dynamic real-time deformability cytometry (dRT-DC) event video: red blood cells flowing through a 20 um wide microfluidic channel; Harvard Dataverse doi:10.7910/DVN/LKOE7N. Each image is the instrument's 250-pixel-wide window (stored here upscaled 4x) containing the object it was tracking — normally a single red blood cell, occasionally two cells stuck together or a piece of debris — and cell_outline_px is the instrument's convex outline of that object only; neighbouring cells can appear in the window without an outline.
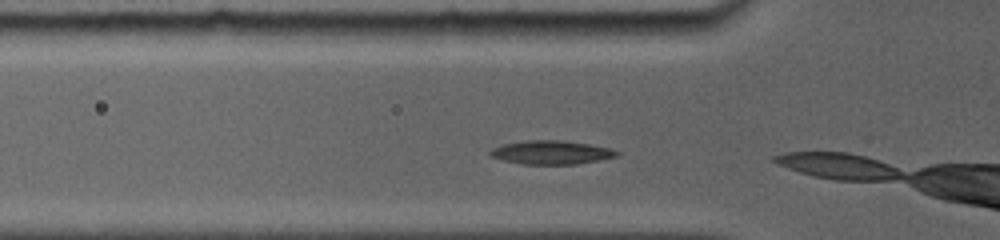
{"species": "common noctule bat (a hibernating species)", "species_latin": "Nyctalus noctula", "temperature_condition": "room temperature", "stored_images_in_passage": 3, "camera_frame_rate_fps": 5000, "um_per_image_px": 0.085, "animal": {"sex": "female", "body_mass_g": 19.0, "forearm_length_mm": 56.7}, "frame": {"image": 1, "passage_image": 2, "time_ms": 0.4, "image_size_px": [1000, 240], "cell_outline_px": [[620, 152], [616, 156], [600, 160], [576, 164], [524, 164], [504, 160], [488, 156], [488, 152], [492, 148], [504, 144], [524, 140], [564, 140], [612, 148]], "centroid_in_image_um": [46.85, 12.95], "position_along_channel_um": 79.0, "area_um2": 17.51}}